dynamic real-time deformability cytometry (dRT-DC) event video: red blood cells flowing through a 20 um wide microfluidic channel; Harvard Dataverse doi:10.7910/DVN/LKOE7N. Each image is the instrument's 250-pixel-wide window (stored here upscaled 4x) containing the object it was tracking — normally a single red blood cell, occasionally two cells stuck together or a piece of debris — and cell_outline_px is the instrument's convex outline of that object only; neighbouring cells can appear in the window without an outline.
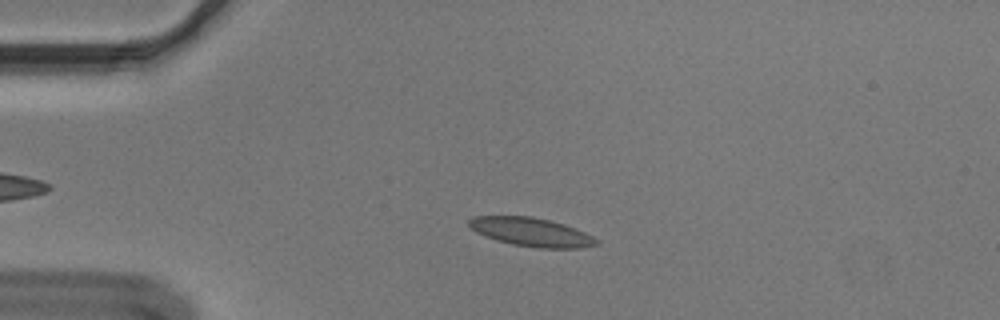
{"species": "Egyptian fruit bat (a non-hibernating species)", "species_latin": "Rousettus aegyptiacus", "temperature_condition": "cold", "stored_images_in_passage": 50, "camera_frame_rate_fps": 3000, "um_per_image_px": 0.085, "animal": {"sex": "male"}, "frame": {"image": 1, "passage_image": 8, "time_ms": 2.333, "image_size_px": [1000, 320], "cell_outline_px": [[600, 244], [580, 248], [536, 248], [512, 244], [496, 240], [476, 232], [468, 224], [468, 220], [472, 216], [532, 216], [564, 224], [584, 232], [600, 240]], "centroid_in_image_um": [45.17, 19.73], "position_along_channel_um": 39.8, "area_um2": 21.27}}
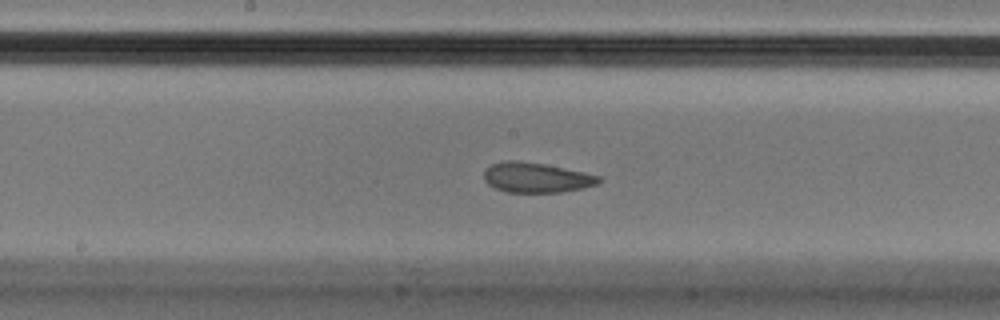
{"frame": {"image": 2, "passage_image": 24, "time_ms": 7.667, "image_size_px": [1000, 320], "cell_outline_px": [[604, 180], [596, 184], [584, 188], [560, 192], [508, 192], [496, 188], [488, 184], [484, 180], [484, 172], [492, 164], [504, 160], [520, 160], [544, 164], [584, 172], [600, 176]], "centroid_in_image_um": [45.6, 15.09], "position_along_channel_um": 202.6, "area_um2": 20.06}}
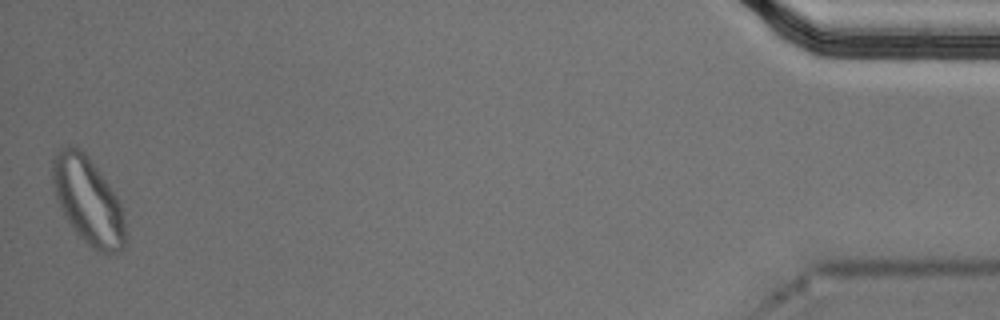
{"frame": {"image": 3, "passage_image": 50, "time_ms": 16.333, "image_size_px": [1000, 320], "cell_outline_px": [[124, 248], [120, 252], [100, 252], [88, 244], [76, 232], [60, 208], [56, 196], [52, 180], [52, 160], [56, 152], [60, 148], [68, 144], [80, 148], [84, 152], [96, 168], [116, 196], [120, 204], [124, 216]], "centroid_in_image_um": [7.45, 17.03], "position_along_channel_um": 427.7, "area_um2": 36.18}, "authors_computed_cell_mechanics": {"area_um2": 20.9236, "velocity_mm_per_s": 3.5989, "shape_relaxation_time_tau1_ms": null, "shape_relaxation_time_tau2_ms": 1.8414, "deformation_change_tau1": null, "deformation_change_tau2": 0.0591}}